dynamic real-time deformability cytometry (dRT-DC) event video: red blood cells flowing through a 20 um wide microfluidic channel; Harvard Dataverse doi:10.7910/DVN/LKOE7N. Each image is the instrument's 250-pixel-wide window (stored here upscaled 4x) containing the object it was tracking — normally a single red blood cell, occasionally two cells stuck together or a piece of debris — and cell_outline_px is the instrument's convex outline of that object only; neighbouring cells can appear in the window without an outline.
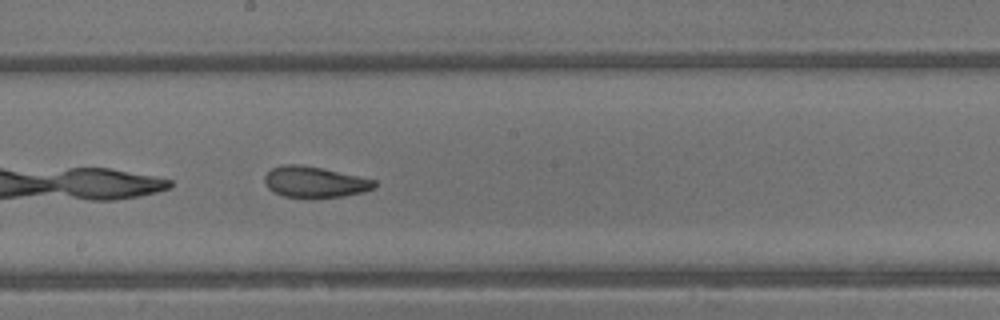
{"species": "common noctule bat (a hibernating species)", "species_latin": "Nyctalus noctula", "temperature_condition": "warm", "stored_images_in_passage": 26, "camera_frame_rate_fps": 3000, "um_per_image_px": 0.085, "animal": {"sex": "male", "body_mass_g": 13.3}, "frame": {"image": 1, "passage_image": 22, "time_ms": 7.0, "image_size_px": [1000, 320], "cell_outline_px": [[376, 188], [364, 192], [344, 196], [284, 196], [268, 188], [264, 184], [264, 176], [272, 168], [284, 164], [300, 164], [320, 168], [376, 180]], "centroid_in_image_um": [26.75, 15.45], "position_along_channel_um": 221.4, "area_um2": 19.36}}